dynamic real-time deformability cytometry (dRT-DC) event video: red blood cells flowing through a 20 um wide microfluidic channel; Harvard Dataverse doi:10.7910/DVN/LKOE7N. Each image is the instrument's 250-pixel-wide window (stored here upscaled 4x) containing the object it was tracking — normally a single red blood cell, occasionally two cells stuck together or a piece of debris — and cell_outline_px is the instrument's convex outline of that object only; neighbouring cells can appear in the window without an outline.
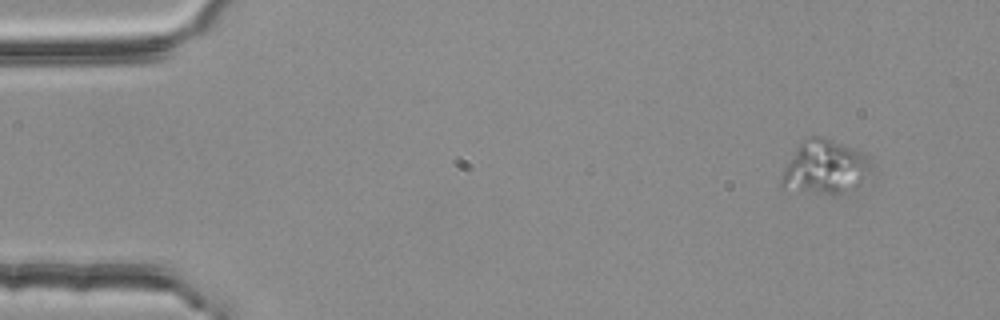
{"species": "common noctule bat (a hibernating species)", "species_latin": "Nyctalus noctula", "temperature_condition": "room temperature", "stored_images_in_passage": 4, "camera_frame_rate_fps": 3000, "um_per_image_px": 0.085, "animal": {"sex": "female", "body_mass_g": 25.1}, "frame": {"image": 1, "passage_image": 1, "time_ms": 0.0, "image_size_px": [1000, 320], "cell_outline_px": [[868, 160], [864, 176], [840, 196], [832, 196], [784, 188], [780, 184], [780, 176], [784, 168], [800, 140], [808, 136], [824, 136], [864, 152]], "centroid_in_image_um": [70.0, 14.19], "position_along_channel_um": 15.0, "area_um2": 27.8}}